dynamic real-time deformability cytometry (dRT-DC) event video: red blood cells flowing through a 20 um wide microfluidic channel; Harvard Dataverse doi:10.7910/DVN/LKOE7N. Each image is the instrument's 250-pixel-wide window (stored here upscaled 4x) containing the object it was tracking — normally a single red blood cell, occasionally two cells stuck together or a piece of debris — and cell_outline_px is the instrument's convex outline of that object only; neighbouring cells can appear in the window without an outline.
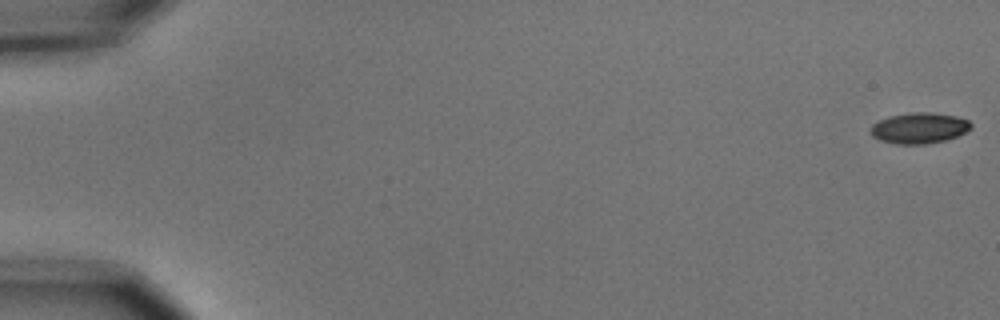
{"species": "common noctule bat (a hibernating species)", "species_latin": "Nyctalus noctula", "temperature_condition": "cold", "stored_images_in_passage": 55, "camera_frame_rate_fps": 3000, "um_per_image_px": 0.085, "animal": {"sex": "male", "body_mass_g": 15.6}, "frame": {"image": 1, "passage_image": 1, "time_ms": 0.0, "image_size_px": [1000, 320], "cell_outline_px": [[972, 128], [956, 136], [944, 140], [924, 144], [896, 144], [880, 140], [872, 136], [872, 124], [880, 120], [892, 116], [912, 112], [932, 112], [956, 116], [968, 120], [972, 124]], "centroid_in_image_um": [78.15, 10.88], "position_along_channel_um": 6.8, "area_um2": 17.8}}
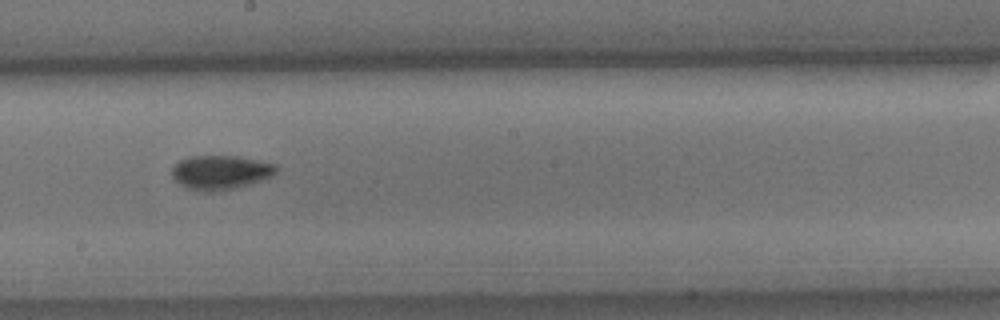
{"frame": {"image": 2, "passage_image": 32, "time_ms": 10.333, "image_size_px": [1000, 320], "cell_outline_px": [[276, 172], [272, 176], [264, 180], [236, 188], [216, 192], [204, 192], [188, 188], [180, 184], [172, 176], [172, 168], [180, 160], [188, 156], [240, 156], [276, 164]], "centroid_in_image_um": [18.76, 14.65], "position_along_channel_um": 229.4, "area_um2": 20.92}}
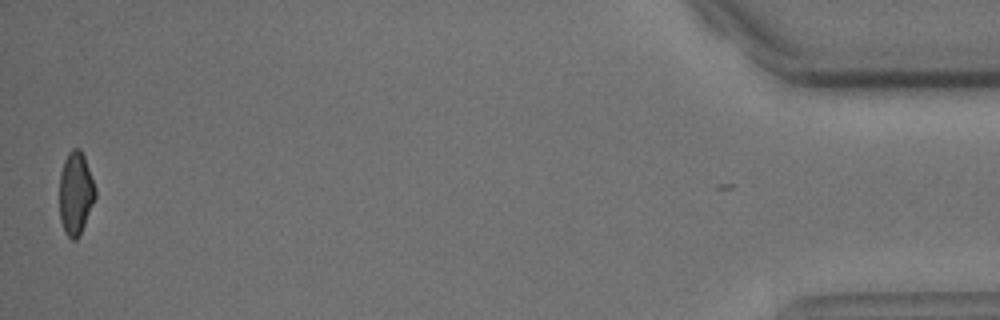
{"frame": {"image": 3, "passage_image": 55, "time_ms": 18.0, "image_size_px": [1000, 320], "cell_outline_px": [[96, 196], [80, 236], [76, 240], [72, 240], [64, 232], [60, 220], [60, 172], [64, 160], [68, 152], [72, 148], [80, 148], [84, 156], [96, 188]], "centroid_in_image_um": [6.43, 16.43], "position_along_channel_um": 428.8, "area_um2": 17.46}, "authors_computed_cell_mechanics": {"area_um2": 18.8428, "velocity_mm_per_s": 3.6983, "shape_relaxation_time_tau1_ms": 3.3377, "shape_relaxation_time_tau2_ms": 7.8015, "deformation_change_tau1": 0.1061, "deformation_change_tau2": 0.1177}}